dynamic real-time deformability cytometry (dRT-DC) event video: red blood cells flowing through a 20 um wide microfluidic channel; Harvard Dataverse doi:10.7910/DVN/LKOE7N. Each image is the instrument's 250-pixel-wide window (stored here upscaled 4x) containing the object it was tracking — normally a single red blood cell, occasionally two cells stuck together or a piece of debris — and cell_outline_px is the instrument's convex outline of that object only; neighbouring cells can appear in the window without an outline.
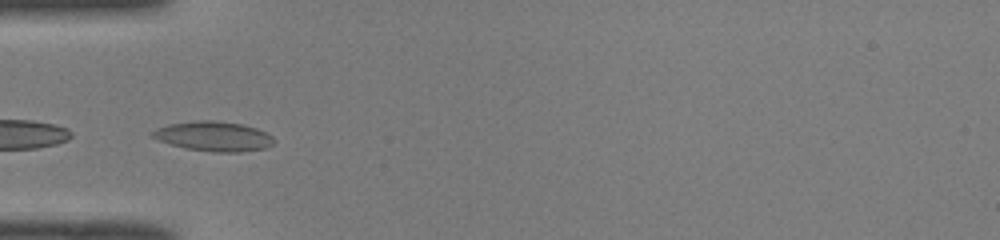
{"species": "common noctule bat (a hibernating species)", "species_latin": "Nyctalus noctula", "temperature_condition": "room temperature", "stored_images_in_passage": 20, "camera_frame_rate_fps": 3000, "um_per_image_px": 0.085, "animal": {"sex": "male", "body_mass_g": 19.0, "forearm_length_mm": 50.8}, "frame": {"image": 1, "passage_image": 4, "time_ms": 1.0, "image_size_px": [1000, 240], "cell_outline_px": [[276, 140], [272, 144], [264, 148], [240, 152], [212, 152], [188, 148], [172, 144], [160, 140], [152, 136], [152, 132], [156, 128], [172, 124], [196, 120], [212, 120], [240, 124], [256, 128], [272, 136]], "centroid_in_image_um": [18.19, 11.58], "position_along_channel_um": 66.8, "area_um2": 20.63}}